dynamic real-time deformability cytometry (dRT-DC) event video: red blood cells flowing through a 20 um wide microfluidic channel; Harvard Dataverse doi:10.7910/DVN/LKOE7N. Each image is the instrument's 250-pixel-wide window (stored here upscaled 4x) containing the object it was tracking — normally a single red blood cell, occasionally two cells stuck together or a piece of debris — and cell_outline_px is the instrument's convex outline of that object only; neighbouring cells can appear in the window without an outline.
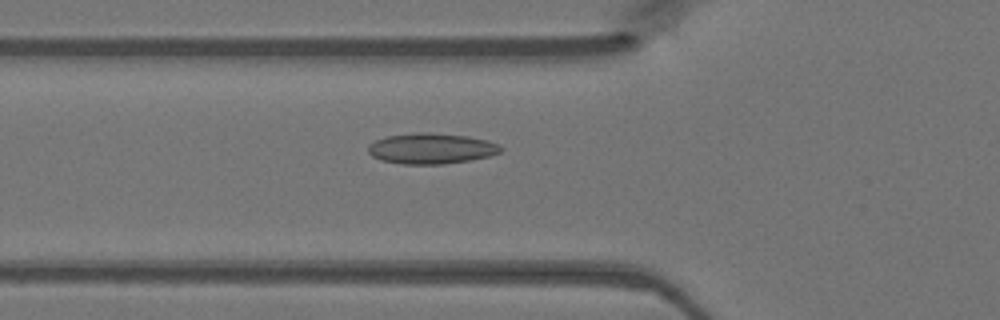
{"species": "Egyptian fruit bat (a non-hibernating species)", "species_latin": "Rousettus aegyptiacus", "temperature_condition": "warm", "stored_images_in_passage": 40, "camera_frame_rate_fps": 3000, "um_per_image_px": 0.085, "animal": {"sex": "female"}, "frame": {"image": 1, "passage_image": 9, "time_ms": 2.667, "image_size_px": [1000, 320], "cell_outline_px": [[504, 148], [500, 152], [488, 156], [472, 160], [444, 164], [404, 164], [380, 160], [372, 156], [368, 152], [368, 144], [384, 136], [416, 132], [428, 132], [468, 136], [488, 140], [500, 144]], "centroid_in_image_um": [36.66, 12.61], "position_along_channel_um": 89.1, "area_um2": 23.99}}
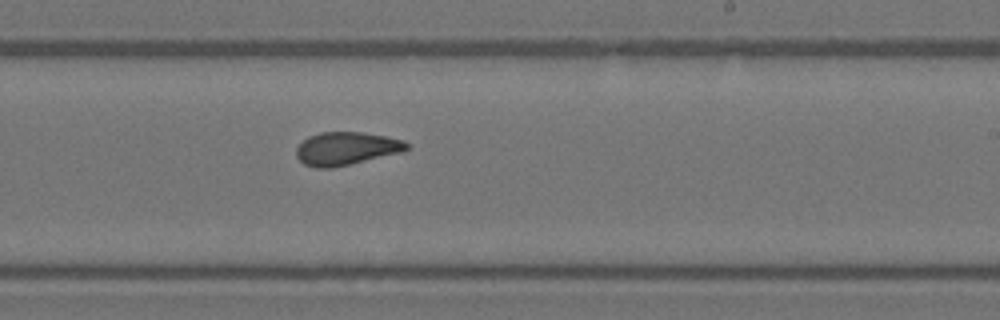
{"frame": {"image": 2, "passage_image": 21, "time_ms": 6.667, "image_size_px": [1000, 320], "cell_outline_px": [[408, 148], [404, 152], [332, 168], [316, 168], [304, 164], [296, 156], [296, 148], [308, 136], [320, 132], [364, 132], [404, 140], [408, 144]], "centroid_in_image_um": [29.44, 12.62], "position_along_channel_um": 259.6, "area_um2": 21.33}}
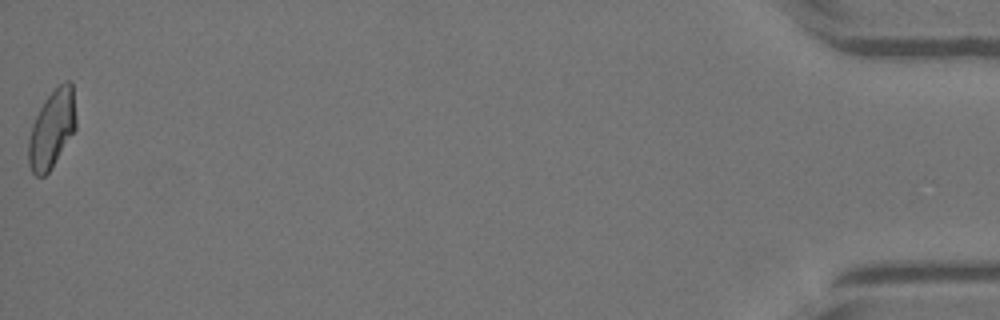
{"frame": {"image": 3, "passage_image": 40, "time_ms": 13.0, "image_size_px": [1000, 320], "cell_outline_px": [[76, 128], [48, 172], [44, 176], [36, 176], [32, 172], [28, 164], [28, 140], [32, 124], [44, 100], [64, 80], [72, 80], [76, 116]], "centroid_in_image_um": [4.41, 10.94], "position_along_channel_um": 430.8, "area_um2": 21.44}}